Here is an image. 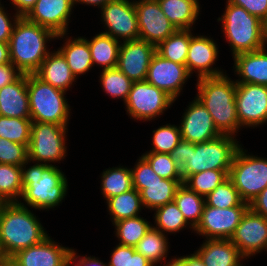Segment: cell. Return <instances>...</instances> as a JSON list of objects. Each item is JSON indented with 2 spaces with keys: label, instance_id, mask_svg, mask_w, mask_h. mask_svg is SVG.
Here are the masks:
<instances>
[{
  "label": "cell",
  "instance_id": "obj_14",
  "mask_svg": "<svg viewBox=\"0 0 267 266\" xmlns=\"http://www.w3.org/2000/svg\"><path fill=\"white\" fill-rule=\"evenodd\" d=\"M139 39L157 46L177 29L163 13L157 0H134Z\"/></svg>",
  "mask_w": 267,
  "mask_h": 266
},
{
  "label": "cell",
  "instance_id": "obj_17",
  "mask_svg": "<svg viewBox=\"0 0 267 266\" xmlns=\"http://www.w3.org/2000/svg\"><path fill=\"white\" fill-rule=\"evenodd\" d=\"M191 75L186 65H182L155 53L151 59L146 81L165 91L175 101L182 91L183 85Z\"/></svg>",
  "mask_w": 267,
  "mask_h": 266
},
{
  "label": "cell",
  "instance_id": "obj_33",
  "mask_svg": "<svg viewBox=\"0 0 267 266\" xmlns=\"http://www.w3.org/2000/svg\"><path fill=\"white\" fill-rule=\"evenodd\" d=\"M174 201L186 221L195 228L203 213L205 198L182 183L176 190Z\"/></svg>",
  "mask_w": 267,
  "mask_h": 266
},
{
  "label": "cell",
  "instance_id": "obj_31",
  "mask_svg": "<svg viewBox=\"0 0 267 266\" xmlns=\"http://www.w3.org/2000/svg\"><path fill=\"white\" fill-rule=\"evenodd\" d=\"M192 29H177L156 46V53L170 61L185 65Z\"/></svg>",
  "mask_w": 267,
  "mask_h": 266
},
{
  "label": "cell",
  "instance_id": "obj_43",
  "mask_svg": "<svg viewBox=\"0 0 267 266\" xmlns=\"http://www.w3.org/2000/svg\"><path fill=\"white\" fill-rule=\"evenodd\" d=\"M142 156L148 161L159 177L164 179H183L181 169L170 154L146 152Z\"/></svg>",
  "mask_w": 267,
  "mask_h": 266
},
{
  "label": "cell",
  "instance_id": "obj_8",
  "mask_svg": "<svg viewBox=\"0 0 267 266\" xmlns=\"http://www.w3.org/2000/svg\"><path fill=\"white\" fill-rule=\"evenodd\" d=\"M228 177L243 202L250 204L267 187V159L237 150Z\"/></svg>",
  "mask_w": 267,
  "mask_h": 266
},
{
  "label": "cell",
  "instance_id": "obj_41",
  "mask_svg": "<svg viewBox=\"0 0 267 266\" xmlns=\"http://www.w3.org/2000/svg\"><path fill=\"white\" fill-rule=\"evenodd\" d=\"M238 190L228 177L205 197V204L214 208H230L242 203Z\"/></svg>",
  "mask_w": 267,
  "mask_h": 266
},
{
  "label": "cell",
  "instance_id": "obj_13",
  "mask_svg": "<svg viewBox=\"0 0 267 266\" xmlns=\"http://www.w3.org/2000/svg\"><path fill=\"white\" fill-rule=\"evenodd\" d=\"M236 109L240 127H258L267 122V86L236 83Z\"/></svg>",
  "mask_w": 267,
  "mask_h": 266
},
{
  "label": "cell",
  "instance_id": "obj_60",
  "mask_svg": "<svg viewBox=\"0 0 267 266\" xmlns=\"http://www.w3.org/2000/svg\"><path fill=\"white\" fill-rule=\"evenodd\" d=\"M5 257L6 255L4 254L1 244H0V261L3 260Z\"/></svg>",
  "mask_w": 267,
  "mask_h": 266
},
{
  "label": "cell",
  "instance_id": "obj_25",
  "mask_svg": "<svg viewBox=\"0 0 267 266\" xmlns=\"http://www.w3.org/2000/svg\"><path fill=\"white\" fill-rule=\"evenodd\" d=\"M34 74L54 88L65 92L72 87L73 82H76L66 58L58 49L48 54Z\"/></svg>",
  "mask_w": 267,
  "mask_h": 266
},
{
  "label": "cell",
  "instance_id": "obj_55",
  "mask_svg": "<svg viewBox=\"0 0 267 266\" xmlns=\"http://www.w3.org/2000/svg\"><path fill=\"white\" fill-rule=\"evenodd\" d=\"M181 257L185 260L186 266H205V264L195 252L191 255Z\"/></svg>",
  "mask_w": 267,
  "mask_h": 266
},
{
  "label": "cell",
  "instance_id": "obj_19",
  "mask_svg": "<svg viewBox=\"0 0 267 266\" xmlns=\"http://www.w3.org/2000/svg\"><path fill=\"white\" fill-rule=\"evenodd\" d=\"M190 102L180 123L181 137L191 143H204L219 137L213 118L197 97Z\"/></svg>",
  "mask_w": 267,
  "mask_h": 266
},
{
  "label": "cell",
  "instance_id": "obj_18",
  "mask_svg": "<svg viewBox=\"0 0 267 266\" xmlns=\"http://www.w3.org/2000/svg\"><path fill=\"white\" fill-rule=\"evenodd\" d=\"M156 46L141 39L124 41L119 48L117 68L133 82L144 81Z\"/></svg>",
  "mask_w": 267,
  "mask_h": 266
},
{
  "label": "cell",
  "instance_id": "obj_40",
  "mask_svg": "<svg viewBox=\"0 0 267 266\" xmlns=\"http://www.w3.org/2000/svg\"><path fill=\"white\" fill-rule=\"evenodd\" d=\"M31 119L0 116V137L29 147Z\"/></svg>",
  "mask_w": 267,
  "mask_h": 266
},
{
  "label": "cell",
  "instance_id": "obj_11",
  "mask_svg": "<svg viewBox=\"0 0 267 266\" xmlns=\"http://www.w3.org/2000/svg\"><path fill=\"white\" fill-rule=\"evenodd\" d=\"M248 208L246 202L225 209L205 204L200 221L193 231L206 239H231Z\"/></svg>",
  "mask_w": 267,
  "mask_h": 266
},
{
  "label": "cell",
  "instance_id": "obj_36",
  "mask_svg": "<svg viewBox=\"0 0 267 266\" xmlns=\"http://www.w3.org/2000/svg\"><path fill=\"white\" fill-rule=\"evenodd\" d=\"M154 210V219L156 225L153 227L159 229L163 234L167 232H179L180 230L187 227V225H189L190 228L194 230V228L186 221L184 215L179 210L175 201L169 202Z\"/></svg>",
  "mask_w": 267,
  "mask_h": 266
},
{
  "label": "cell",
  "instance_id": "obj_29",
  "mask_svg": "<svg viewBox=\"0 0 267 266\" xmlns=\"http://www.w3.org/2000/svg\"><path fill=\"white\" fill-rule=\"evenodd\" d=\"M92 64H97L102 70L115 68L117 66L120 43L110 35L99 33L96 34L90 41L87 40Z\"/></svg>",
  "mask_w": 267,
  "mask_h": 266
},
{
  "label": "cell",
  "instance_id": "obj_22",
  "mask_svg": "<svg viewBox=\"0 0 267 266\" xmlns=\"http://www.w3.org/2000/svg\"><path fill=\"white\" fill-rule=\"evenodd\" d=\"M0 116L31 119L27 74L0 89Z\"/></svg>",
  "mask_w": 267,
  "mask_h": 266
},
{
  "label": "cell",
  "instance_id": "obj_2",
  "mask_svg": "<svg viewBox=\"0 0 267 266\" xmlns=\"http://www.w3.org/2000/svg\"><path fill=\"white\" fill-rule=\"evenodd\" d=\"M196 97L213 118L221 135L235 136L241 128L236 109V82L226 74L197 80Z\"/></svg>",
  "mask_w": 267,
  "mask_h": 266
},
{
  "label": "cell",
  "instance_id": "obj_9",
  "mask_svg": "<svg viewBox=\"0 0 267 266\" xmlns=\"http://www.w3.org/2000/svg\"><path fill=\"white\" fill-rule=\"evenodd\" d=\"M67 126L55 123L32 122L28 160L50 165L66 156Z\"/></svg>",
  "mask_w": 267,
  "mask_h": 266
},
{
  "label": "cell",
  "instance_id": "obj_37",
  "mask_svg": "<svg viewBox=\"0 0 267 266\" xmlns=\"http://www.w3.org/2000/svg\"><path fill=\"white\" fill-rule=\"evenodd\" d=\"M119 244L135 247L152 225L143 217L127 218L113 223Z\"/></svg>",
  "mask_w": 267,
  "mask_h": 266
},
{
  "label": "cell",
  "instance_id": "obj_42",
  "mask_svg": "<svg viewBox=\"0 0 267 266\" xmlns=\"http://www.w3.org/2000/svg\"><path fill=\"white\" fill-rule=\"evenodd\" d=\"M182 140L180 127L166 124L153 130L152 149L149 152L170 154Z\"/></svg>",
  "mask_w": 267,
  "mask_h": 266
},
{
  "label": "cell",
  "instance_id": "obj_56",
  "mask_svg": "<svg viewBox=\"0 0 267 266\" xmlns=\"http://www.w3.org/2000/svg\"><path fill=\"white\" fill-rule=\"evenodd\" d=\"M109 1L111 0H73L74 4L81 3L86 4V5H93V6H98V8H102L105 6Z\"/></svg>",
  "mask_w": 267,
  "mask_h": 266
},
{
  "label": "cell",
  "instance_id": "obj_48",
  "mask_svg": "<svg viewBox=\"0 0 267 266\" xmlns=\"http://www.w3.org/2000/svg\"><path fill=\"white\" fill-rule=\"evenodd\" d=\"M7 11L0 2V42H9L12 30L19 16L15 14L11 19V15L8 17ZM13 20V21H11Z\"/></svg>",
  "mask_w": 267,
  "mask_h": 266
},
{
  "label": "cell",
  "instance_id": "obj_21",
  "mask_svg": "<svg viewBox=\"0 0 267 266\" xmlns=\"http://www.w3.org/2000/svg\"><path fill=\"white\" fill-rule=\"evenodd\" d=\"M218 53V45L212 38L203 35H192L185 63L187 71L191 75L194 72L196 73L197 70L198 79L224 75L221 69L213 68Z\"/></svg>",
  "mask_w": 267,
  "mask_h": 266
},
{
  "label": "cell",
  "instance_id": "obj_52",
  "mask_svg": "<svg viewBox=\"0 0 267 266\" xmlns=\"http://www.w3.org/2000/svg\"><path fill=\"white\" fill-rule=\"evenodd\" d=\"M249 208L267 218V187L249 204Z\"/></svg>",
  "mask_w": 267,
  "mask_h": 266
},
{
  "label": "cell",
  "instance_id": "obj_23",
  "mask_svg": "<svg viewBox=\"0 0 267 266\" xmlns=\"http://www.w3.org/2000/svg\"><path fill=\"white\" fill-rule=\"evenodd\" d=\"M195 253L205 266H242L245 258L230 239H205Z\"/></svg>",
  "mask_w": 267,
  "mask_h": 266
},
{
  "label": "cell",
  "instance_id": "obj_59",
  "mask_svg": "<svg viewBox=\"0 0 267 266\" xmlns=\"http://www.w3.org/2000/svg\"><path fill=\"white\" fill-rule=\"evenodd\" d=\"M263 28H264L265 44H267V18L263 21Z\"/></svg>",
  "mask_w": 267,
  "mask_h": 266
},
{
  "label": "cell",
  "instance_id": "obj_30",
  "mask_svg": "<svg viewBox=\"0 0 267 266\" xmlns=\"http://www.w3.org/2000/svg\"><path fill=\"white\" fill-rule=\"evenodd\" d=\"M106 203L112 224L123 219L137 217L144 208L140 193L135 188L109 198Z\"/></svg>",
  "mask_w": 267,
  "mask_h": 266
},
{
  "label": "cell",
  "instance_id": "obj_58",
  "mask_svg": "<svg viewBox=\"0 0 267 266\" xmlns=\"http://www.w3.org/2000/svg\"><path fill=\"white\" fill-rule=\"evenodd\" d=\"M0 266H17L12 257H5L0 261Z\"/></svg>",
  "mask_w": 267,
  "mask_h": 266
},
{
  "label": "cell",
  "instance_id": "obj_3",
  "mask_svg": "<svg viewBox=\"0 0 267 266\" xmlns=\"http://www.w3.org/2000/svg\"><path fill=\"white\" fill-rule=\"evenodd\" d=\"M31 163L27 160L22 168L23 194L21 199L38 210H48L59 206L67 193L68 182L65 174L52 164L36 162L26 169Z\"/></svg>",
  "mask_w": 267,
  "mask_h": 266
},
{
  "label": "cell",
  "instance_id": "obj_24",
  "mask_svg": "<svg viewBox=\"0 0 267 266\" xmlns=\"http://www.w3.org/2000/svg\"><path fill=\"white\" fill-rule=\"evenodd\" d=\"M233 58L235 74L240 78L235 81L236 83H251L267 86L266 47L257 51L241 53Z\"/></svg>",
  "mask_w": 267,
  "mask_h": 266
},
{
  "label": "cell",
  "instance_id": "obj_35",
  "mask_svg": "<svg viewBox=\"0 0 267 266\" xmlns=\"http://www.w3.org/2000/svg\"><path fill=\"white\" fill-rule=\"evenodd\" d=\"M21 166L0 163V202H19L23 194Z\"/></svg>",
  "mask_w": 267,
  "mask_h": 266
},
{
  "label": "cell",
  "instance_id": "obj_20",
  "mask_svg": "<svg viewBox=\"0 0 267 266\" xmlns=\"http://www.w3.org/2000/svg\"><path fill=\"white\" fill-rule=\"evenodd\" d=\"M71 251L48 236L40 243L20 250L12 259L17 266H68Z\"/></svg>",
  "mask_w": 267,
  "mask_h": 266
},
{
  "label": "cell",
  "instance_id": "obj_34",
  "mask_svg": "<svg viewBox=\"0 0 267 266\" xmlns=\"http://www.w3.org/2000/svg\"><path fill=\"white\" fill-rule=\"evenodd\" d=\"M101 190L107 201L109 198L133 189L131 169L123 166L108 168L101 176Z\"/></svg>",
  "mask_w": 267,
  "mask_h": 266
},
{
  "label": "cell",
  "instance_id": "obj_16",
  "mask_svg": "<svg viewBox=\"0 0 267 266\" xmlns=\"http://www.w3.org/2000/svg\"><path fill=\"white\" fill-rule=\"evenodd\" d=\"M73 6V0H37L25 18L51 30L60 39L67 35Z\"/></svg>",
  "mask_w": 267,
  "mask_h": 266
},
{
  "label": "cell",
  "instance_id": "obj_49",
  "mask_svg": "<svg viewBox=\"0 0 267 266\" xmlns=\"http://www.w3.org/2000/svg\"><path fill=\"white\" fill-rule=\"evenodd\" d=\"M191 144V142L182 139L176 146V148L170 153L171 157L180 169H182L185 164L190 160L189 156Z\"/></svg>",
  "mask_w": 267,
  "mask_h": 266
},
{
  "label": "cell",
  "instance_id": "obj_38",
  "mask_svg": "<svg viewBox=\"0 0 267 266\" xmlns=\"http://www.w3.org/2000/svg\"><path fill=\"white\" fill-rule=\"evenodd\" d=\"M99 78L105 93L113 97V99L122 98L124 103L126 102L133 84L131 79L117 67L102 70Z\"/></svg>",
  "mask_w": 267,
  "mask_h": 266
},
{
  "label": "cell",
  "instance_id": "obj_45",
  "mask_svg": "<svg viewBox=\"0 0 267 266\" xmlns=\"http://www.w3.org/2000/svg\"><path fill=\"white\" fill-rule=\"evenodd\" d=\"M28 160V147L0 137V163L23 166Z\"/></svg>",
  "mask_w": 267,
  "mask_h": 266
},
{
  "label": "cell",
  "instance_id": "obj_15",
  "mask_svg": "<svg viewBox=\"0 0 267 266\" xmlns=\"http://www.w3.org/2000/svg\"><path fill=\"white\" fill-rule=\"evenodd\" d=\"M230 240L245 259L267 251V218L248 208Z\"/></svg>",
  "mask_w": 267,
  "mask_h": 266
},
{
  "label": "cell",
  "instance_id": "obj_1",
  "mask_svg": "<svg viewBox=\"0 0 267 266\" xmlns=\"http://www.w3.org/2000/svg\"><path fill=\"white\" fill-rule=\"evenodd\" d=\"M48 237L31 210L20 202L0 205V244L6 257L36 245Z\"/></svg>",
  "mask_w": 267,
  "mask_h": 266
},
{
  "label": "cell",
  "instance_id": "obj_27",
  "mask_svg": "<svg viewBox=\"0 0 267 266\" xmlns=\"http://www.w3.org/2000/svg\"><path fill=\"white\" fill-rule=\"evenodd\" d=\"M163 13L176 29H191L198 20V0H157Z\"/></svg>",
  "mask_w": 267,
  "mask_h": 266
},
{
  "label": "cell",
  "instance_id": "obj_7",
  "mask_svg": "<svg viewBox=\"0 0 267 266\" xmlns=\"http://www.w3.org/2000/svg\"><path fill=\"white\" fill-rule=\"evenodd\" d=\"M230 135L190 145V160L181 169L183 181L190 175L205 170H223L229 175L234 156L241 146L237 139Z\"/></svg>",
  "mask_w": 267,
  "mask_h": 266
},
{
  "label": "cell",
  "instance_id": "obj_57",
  "mask_svg": "<svg viewBox=\"0 0 267 266\" xmlns=\"http://www.w3.org/2000/svg\"><path fill=\"white\" fill-rule=\"evenodd\" d=\"M161 266H186L185 260L180 256L178 258H173L170 260V262L165 263L164 265Z\"/></svg>",
  "mask_w": 267,
  "mask_h": 266
},
{
  "label": "cell",
  "instance_id": "obj_12",
  "mask_svg": "<svg viewBox=\"0 0 267 266\" xmlns=\"http://www.w3.org/2000/svg\"><path fill=\"white\" fill-rule=\"evenodd\" d=\"M101 18L106 27L102 33L124 41L139 39V27L134 1L111 0L101 8Z\"/></svg>",
  "mask_w": 267,
  "mask_h": 266
},
{
  "label": "cell",
  "instance_id": "obj_10",
  "mask_svg": "<svg viewBox=\"0 0 267 266\" xmlns=\"http://www.w3.org/2000/svg\"><path fill=\"white\" fill-rule=\"evenodd\" d=\"M174 102L165 91L144 80L133 82L124 104L133 119L150 121L162 115Z\"/></svg>",
  "mask_w": 267,
  "mask_h": 266
},
{
  "label": "cell",
  "instance_id": "obj_4",
  "mask_svg": "<svg viewBox=\"0 0 267 266\" xmlns=\"http://www.w3.org/2000/svg\"><path fill=\"white\" fill-rule=\"evenodd\" d=\"M53 39L51 30L19 17L9 40L11 63L22 74H34L50 53L46 43Z\"/></svg>",
  "mask_w": 267,
  "mask_h": 266
},
{
  "label": "cell",
  "instance_id": "obj_46",
  "mask_svg": "<svg viewBox=\"0 0 267 266\" xmlns=\"http://www.w3.org/2000/svg\"><path fill=\"white\" fill-rule=\"evenodd\" d=\"M131 173L132 183H151L152 181H161L163 179L155 173L143 156L139 157L134 169L131 168Z\"/></svg>",
  "mask_w": 267,
  "mask_h": 266
},
{
  "label": "cell",
  "instance_id": "obj_32",
  "mask_svg": "<svg viewBox=\"0 0 267 266\" xmlns=\"http://www.w3.org/2000/svg\"><path fill=\"white\" fill-rule=\"evenodd\" d=\"M168 240L165 234L159 229L150 227L144 237L135 246L137 252L152 262L155 266L157 263L166 262L168 252Z\"/></svg>",
  "mask_w": 267,
  "mask_h": 266
},
{
  "label": "cell",
  "instance_id": "obj_51",
  "mask_svg": "<svg viewBox=\"0 0 267 266\" xmlns=\"http://www.w3.org/2000/svg\"><path fill=\"white\" fill-rule=\"evenodd\" d=\"M80 256H78L76 254V251L74 249H72L71 254H70V258H69V263L68 266H72V264L74 266H108V264L100 261L98 258L96 257H87V256H83L82 258H79ZM79 260H76L78 259ZM76 261V263H75ZM78 261V263H77Z\"/></svg>",
  "mask_w": 267,
  "mask_h": 266
},
{
  "label": "cell",
  "instance_id": "obj_47",
  "mask_svg": "<svg viewBox=\"0 0 267 266\" xmlns=\"http://www.w3.org/2000/svg\"><path fill=\"white\" fill-rule=\"evenodd\" d=\"M231 4L245 8L251 15L264 21L267 18V0H228Z\"/></svg>",
  "mask_w": 267,
  "mask_h": 266
},
{
  "label": "cell",
  "instance_id": "obj_6",
  "mask_svg": "<svg viewBox=\"0 0 267 266\" xmlns=\"http://www.w3.org/2000/svg\"><path fill=\"white\" fill-rule=\"evenodd\" d=\"M27 89L32 122L68 126L71 109L65 91L54 88L35 74H27Z\"/></svg>",
  "mask_w": 267,
  "mask_h": 266
},
{
  "label": "cell",
  "instance_id": "obj_39",
  "mask_svg": "<svg viewBox=\"0 0 267 266\" xmlns=\"http://www.w3.org/2000/svg\"><path fill=\"white\" fill-rule=\"evenodd\" d=\"M227 178L228 174L223 170H205L188 176L183 181V184L190 190L205 198Z\"/></svg>",
  "mask_w": 267,
  "mask_h": 266
},
{
  "label": "cell",
  "instance_id": "obj_5",
  "mask_svg": "<svg viewBox=\"0 0 267 266\" xmlns=\"http://www.w3.org/2000/svg\"><path fill=\"white\" fill-rule=\"evenodd\" d=\"M225 12L218 18L222 31L232 48L233 57L266 47L263 21L245 8L226 2Z\"/></svg>",
  "mask_w": 267,
  "mask_h": 266
},
{
  "label": "cell",
  "instance_id": "obj_26",
  "mask_svg": "<svg viewBox=\"0 0 267 266\" xmlns=\"http://www.w3.org/2000/svg\"><path fill=\"white\" fill-rule=\"evenodd\" d=\"M183 179H162L151 183H133L141 197L143 207L154 210L169 202L174 201L177 188Z\"/></svg>",
  "mask_w": 267,
  "mask_h": 266
},
{
  "label": "cell",
  "instance_id": "obj_50",
  "mask_svg": "<svg viewBox=\"0 0 267 266\" xmlns=\"http://www.w3.org/2000/svg\"><path fill=\"white\" fill-rule=\"evenodd\" d=\"M21 74L11 62L0 65V89L15 81Z\"/></svg>",
  "mask_w": 267,
  "mask_h": 266
},
{
  "label": "cell",
  "instance_id": "obj_44",
  "mask_svg": "<svg viewBox=\"0 0 267 266\" xmlns=\"http://www.w3.org/2000/svg\"><path fill=\"white\" fill-rule=\"evenodd\" d=\"M108 266H155L136 251L135 247L118 244L111 253Z\"/></svg>",
  "mask_w": 267,
  "mask_h": 266
},
{
  "label": "cell",
  "instance_id": "obj_28",
  "mask_svg": "<svg viewBox=\"0 0 267 266\" xmlns=\"http://www.w3.org/2000/svg\"><path fill=\"white\" fill-rule=\"evenodd\" d=\"M63 46V47H62ZM58 50L66 58L72 74L76 77L92 69V57L87 38H66V42Z\"/></svg>",
  "mask_w": 267,
  "mask_h": 266
},
{
  "label": "cell",
  "instance_id": "obj_54",
  "mask_svg": "<svg viewBox=\"0 0 267 266\" xmlns=\"http://www.w3.org/2000/svg\"><path fill=\"white\" fill-rule=\"evenodd\" d=\"M10 62L9 42H0V65Z\"/></svg>",
  "mask_w": 267,
  "mask_h": 266
},
{
  "label": "cell",
  "instance_id": "obj_53",
  "mask_svg": "<svg viewBox=\"0 0 267 266\" xmlns=\"http://www.w3.org/2000/svg\"><path fill=\"white\" fill-rule=\"evenodd\" d=\"M37 0H11V4L16 9V14L19 17H25L33 6L36 4Z\"/></svg>",
  "mask_w": 267,
  "mask_h": 266
}]
</instances>
